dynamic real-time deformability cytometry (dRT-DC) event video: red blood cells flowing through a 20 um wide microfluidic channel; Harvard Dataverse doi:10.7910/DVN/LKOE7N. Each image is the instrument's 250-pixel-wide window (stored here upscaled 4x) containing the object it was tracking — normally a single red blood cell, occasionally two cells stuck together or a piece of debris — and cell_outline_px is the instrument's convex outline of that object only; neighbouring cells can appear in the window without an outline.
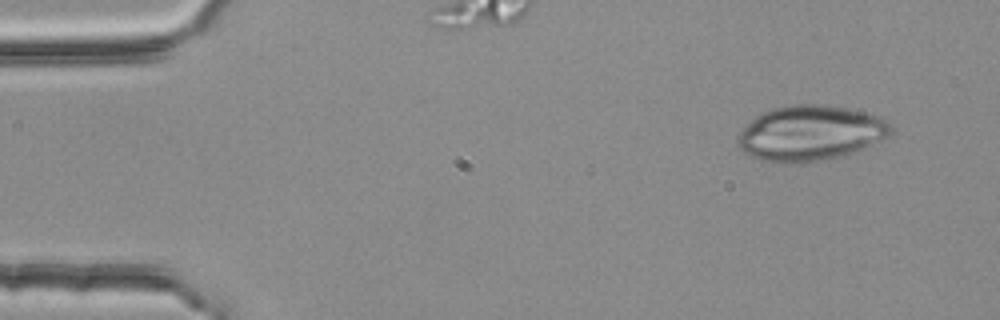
{"species": "common noctule bat (a hibernating species)", "species_latin": "Nyctalus noctula", "temperature_condition": "room temperature", "stored_images_in_passage": 3, "camera_frame_rate_fps": 3000, "um_per_image_px": 0.085, "animal": {"sex": "female", "body_mass_g": 25.1}, "frame": {"image": 1, "passage_image": 1, "time_ms": 0.0, "image_size_px": [1000, 320], "cell_outline_px": [[892, 132], [888, 136], [844, 156], [824, 160], [788, 164], [784, 164], [760, 160], [744, 152], [736, 144], [736, 136], [756, 116], [772, 108], [792, 104], [824, 104], [848, 108], [880, 116], [892, 124]], "centroid_in_image_um": [68.87, 11.32], "position_along_channel_um": 16.1, "area_um2": 49.48}}